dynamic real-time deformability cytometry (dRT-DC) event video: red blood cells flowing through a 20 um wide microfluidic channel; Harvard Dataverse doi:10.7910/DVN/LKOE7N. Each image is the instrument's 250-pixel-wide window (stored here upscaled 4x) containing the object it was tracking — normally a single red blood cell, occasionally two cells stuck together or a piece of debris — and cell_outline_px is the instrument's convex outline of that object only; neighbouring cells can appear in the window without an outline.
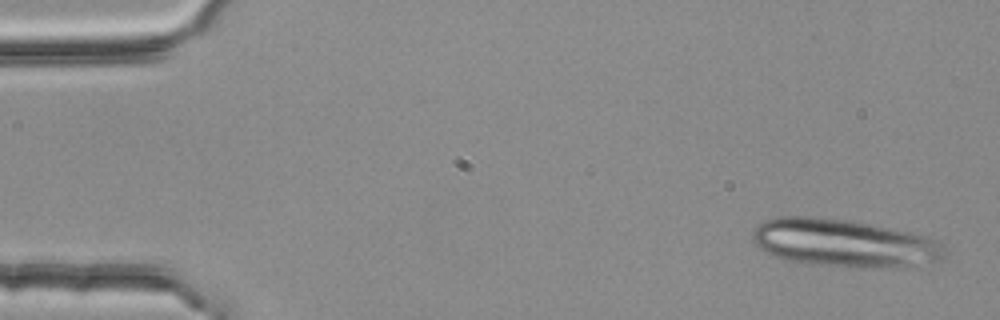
{"species": "common noctule bat (a hibernating species)", "species_latin": "Nyctalus noctula", "temperature_condition": "room temperature", "stored_images_in_passage": 4, "camera_frame_rate_fps": 3000, "um_per_image_px": 0.085, "animal": {"sex": "female", "body_mass_g": 25.1}, "frame": {"image": 1, "passage_image": 4, "time_ms": 1.0, "image_size_px": [1000, 320], "cell_outline_px": [[944, 256], [940, 260], [880, 268], [860, 268], [808, 264], [784, 260], [760, 248], [752, 240], [752, 228], [764, 220], [776, 216], [808, 216], [844, 220], [908, 232], [928, 236], [936, 240], [944, 248]], "centroid_in_image_um": [71.64, 20.66], "position_along_channel_um": 13.4, "area_um2": 53.0}}